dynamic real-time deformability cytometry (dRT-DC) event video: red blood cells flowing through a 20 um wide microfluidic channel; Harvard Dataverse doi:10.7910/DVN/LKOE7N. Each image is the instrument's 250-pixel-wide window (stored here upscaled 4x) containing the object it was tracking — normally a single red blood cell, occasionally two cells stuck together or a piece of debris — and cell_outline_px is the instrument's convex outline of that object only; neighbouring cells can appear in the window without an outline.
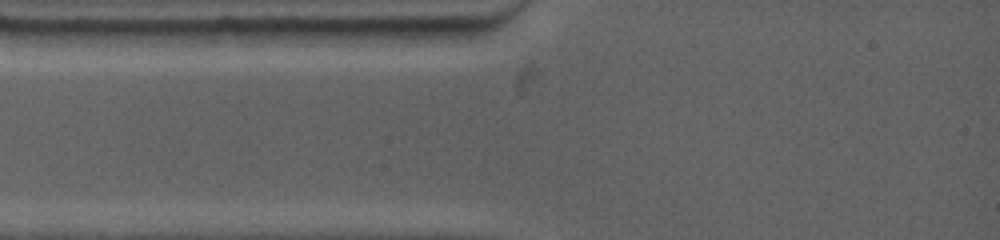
{"species": "common noctule bat (a hibernating species)", "species_latin": "Nyctalus noctula", "temperature_condition": "warm", "stored_images_in_passage": 3, "segment_of_instrument_passage": [1, 2], "camera_frame_rate_fps": 4500, "um_per_image_px": 0.085, "animal": {"sex": "female", "body_mass_g": 19.0, "forearm_length_mm": 53.3}, "frame": {"image": 1, "passage_image": 1, "time_ms": 0.0, "image_size_px": [1000, 240], "cell_outline_px": [[472, 32], [460, 44], [360, 44], [308, 32], [300, 28], [472, 28]], "centroid_in_image_um": [33.65, 3.0], "position_along_channel_um": 51.4, "area_um2": 16.3}}